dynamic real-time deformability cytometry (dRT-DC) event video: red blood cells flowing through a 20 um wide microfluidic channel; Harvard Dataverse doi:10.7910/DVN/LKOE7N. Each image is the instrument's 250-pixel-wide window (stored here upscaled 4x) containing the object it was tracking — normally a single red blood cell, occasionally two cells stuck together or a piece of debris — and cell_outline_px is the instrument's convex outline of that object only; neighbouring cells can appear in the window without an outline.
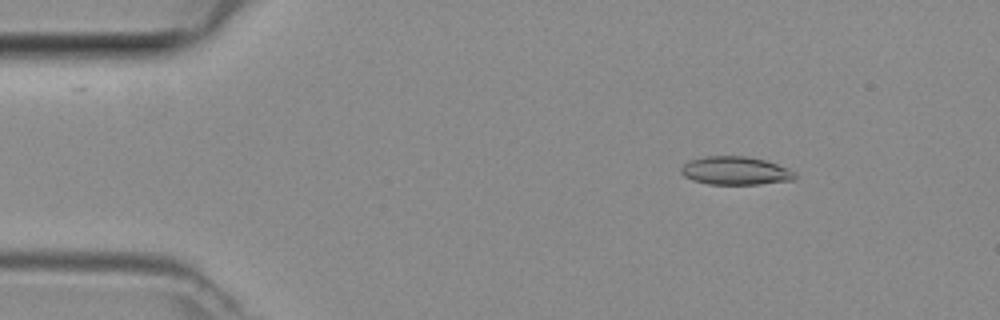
{"species": "common noctule bat (a hibernating species)", "species_latin": "Nyctalus noctula", "temperature_condition": "room temperature", "stored_images_in_passage": 22, "camera_frame_rate_fps": 3000, "um_per_image_px": 0.085, "animal": {"sex": "female", "body_mass_g": 29.2, "forearm_length_mm": 56.3}, "frame": {"image": 1, "passage_image": 2, "time_ms": 0.333, "image_size_px": [1000, 320], "cell_outline_px": [[796, 180], [760, 184], [708, 184], [692, 180], [684, 176], [680, 172], [680, 168], [688, 160], [704, 156], [744, 156], [764, 160], [788, 168], [796, 172]], "centroid_in_image_um": [62.5, 14.51], "position_along_channel_um": 22.5, "area_um2": 18.9}}
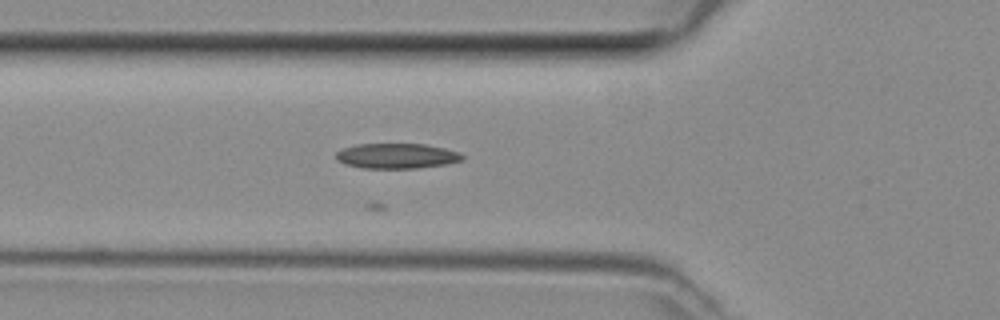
{"frame": {"image": 2, "passage_image": 12, "time_ms": 3.667, "image_size_px": [1000, 320], "cell_outline_px": [[464, 160], [448, 164], [416, 168], [364, 168], [344, 164], [336, 160], [336, 152], [340, 148], [356, 144], [424, 144], [444, 148], [460, 152], [464, 156]], "centroid_in_image_um": [33.71, 13.25], "position_along_channel_um": 92.1, "area_um2": 18.73}}